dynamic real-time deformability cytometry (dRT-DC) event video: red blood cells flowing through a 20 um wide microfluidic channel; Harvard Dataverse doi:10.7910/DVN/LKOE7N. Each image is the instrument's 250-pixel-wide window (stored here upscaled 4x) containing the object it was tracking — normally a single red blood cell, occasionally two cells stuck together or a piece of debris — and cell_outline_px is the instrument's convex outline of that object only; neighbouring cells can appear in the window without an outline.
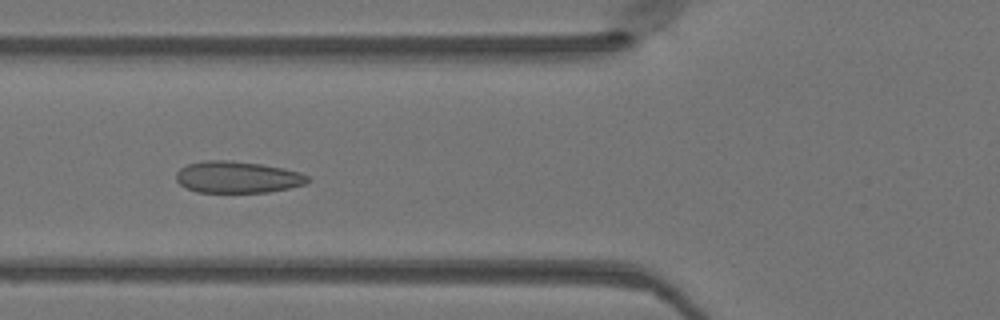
{"species": "Egyptian fruit bat (a non-hibernating species)", "species_latin": "Rousettus aegyptiacus", "temperature_condition": "warm", "stored_images_in_passage": 36, "camera_frame_rate_fps": 3000, "um_per_image_px": 0.085, "animal": {"sex": "female"}, "frame": {"image": 1, "passage_image": 5, "time_ms": 1.333, "image_size_px": [1000, 320], "cell_outline_px": [[312, 180], [304, 184], [288, 188], [268, 192], [196, 192], [180, 184], [176, 180], [176, 172], [180, 168], [188, 164], [204, 160], [232, 160], [260, 164], [300, 172], [308, 176]], "centroid_in_image_um": [20.17, 15.05], "position_along_channel_um": 105.6, "area_um2": 24.22}}
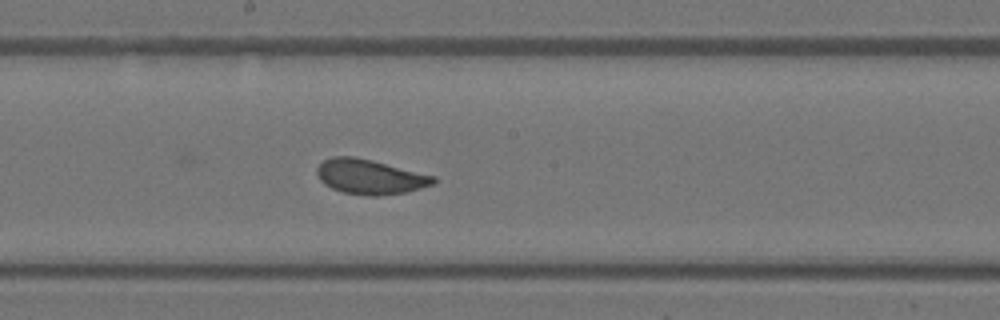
{"frame": {"image": 2, "passage_image": 13, "time_ms": 4.0, "image_size_px": [1000, 320], "cell_outline_px": [[436, 180], [432, 184], [404, 192], [376, 196], [368, 196], [344, 192], [332, 188], [324, 184], [320, 180], [316, 172], [316, 168], [324, 160], [332, 156], [356, 156], [436, 176]], "centroid_in_image_um": [31.41, 15.01], "position_along_channel_um": 216.8, "area_um2": 23.47}}
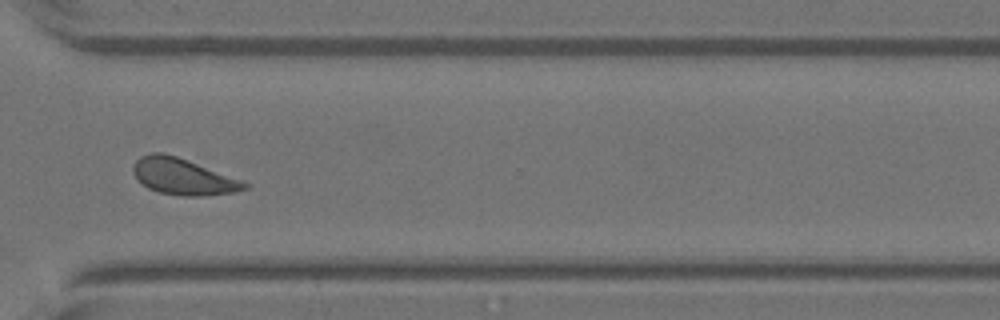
{"frame": {"image": 3, "passage_image": 23, "time_ms": 7.333, "image_size_px": [1000, 320], "cell_outline_px": [[252, 184], [248, 188], [236, 192], [200, 196], [180, 196], [160, 192], [148, 188], [136, 180], [132, 172], [132, 168], [136, 160], [140, 156], [152, 152], [164, 152], [176, 156], [244, 180]], "centroid_in_image_um": [15.57, 15.01], "position_along_channel_um": 355.0, "area_um2": 23.93}}